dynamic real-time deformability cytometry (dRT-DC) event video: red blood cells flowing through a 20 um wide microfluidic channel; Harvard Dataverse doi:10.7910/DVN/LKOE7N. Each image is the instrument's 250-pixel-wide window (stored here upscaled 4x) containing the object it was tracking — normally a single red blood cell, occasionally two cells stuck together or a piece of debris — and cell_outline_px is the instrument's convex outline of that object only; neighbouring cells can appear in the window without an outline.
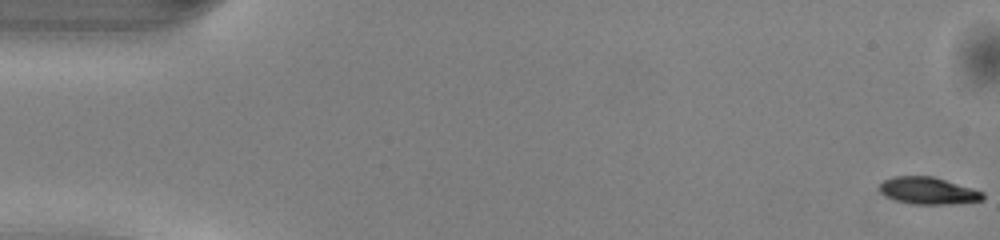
{"species": "common noctule bat (a hibernating species)", "species_latin": "Nyctalus noctula", "temperature_condition": "warm", "stored_images_in_passage": 15, "camera_frame_rate_fps": 3000, "um_per_image_px": 0.085, "animal": {"sex": "male", "body_mass_g": 13.0, "forearm_length_mm": 53.1}, "frame": {"image": 1, "passage_image": 1, "time_ms": 0.0, "image_size_px": [1000, 240], "cell_outline_px": [[984, 200], [952, 204], [908, 204], [884, 196], [880, 192], [880, 184], [884, 180], [892, 176], [932, 176], [972, 188], [984, 192]], "centroid_in_image_um": [78.88, 16.22], "position_along_channel_um": 6.1, "area_um2": 16.36}}
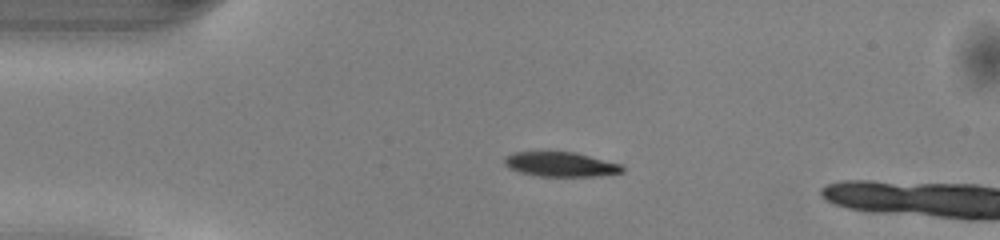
{"frame": {"image": 2, "passage_image": 12, "time_ms": 3.667, "image_size_px": [1000, 240], "cell_outline_px": [[624, 172], [600, 176], [536, 176], [520, 172], [508, 168], [504, 164], [504, 156], [512, 152], [576, 152], [624, 164]], "centroid_in_image_um": [47.69, 13.97], "position_along_channel_um": 37.3, "area_um2": 17.22}}